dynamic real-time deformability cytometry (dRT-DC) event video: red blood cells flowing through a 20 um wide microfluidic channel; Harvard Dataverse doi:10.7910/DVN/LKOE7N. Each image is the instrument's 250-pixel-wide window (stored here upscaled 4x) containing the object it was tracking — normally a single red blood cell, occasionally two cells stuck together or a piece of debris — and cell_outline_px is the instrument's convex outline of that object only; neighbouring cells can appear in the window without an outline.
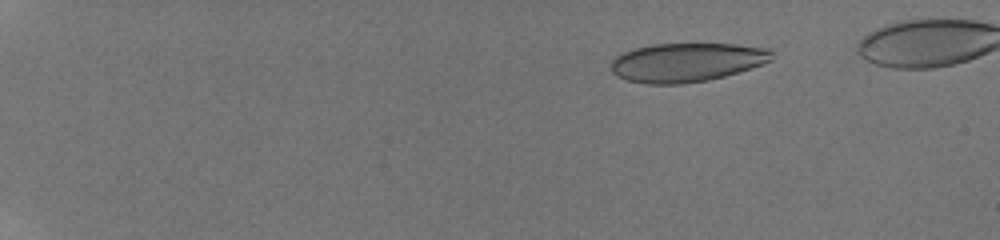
{"species": "human", "species_latin": "Homo sapiens", "temperature_condition": "room temperature", "stored_images_in_passage": 7, "camera_frame_rate_fps": 3000, "um_per_image_px": 0.085, "donor": {"sex": "male"}, "frame": {"image": 1, "passage_image": 3, "time_ms": 2.333, "image_size_px": [1000, 240], "cell_outline_px": [[772, 60], [764, 64], [724, 76], [708, 80], [684, 84], [644, 84], [628, 80], [616, 76], [612, 72], [612, 60], [616, 56], [624, 52], [636, 48], [652, 44], [736, 44], [768, 48], [772, 52]], "centroid_in_image_um": [58.37, 5.3], "position_along_channel_um": 26.6, "area_um2": 36.47}}